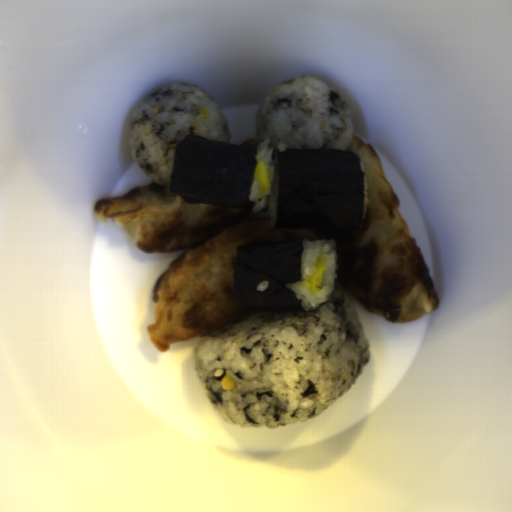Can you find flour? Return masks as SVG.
I'll return each mask as SVG.
<instances>
[{"mask_svg": "<svg viewBox=\"0 0 512 512\" xmlns=\"http://www.w3.org/2000/svg\"><path fill=\"white\" fill-rule=\"evenodd\" d=\"M345 151L359 156L368 187L365 216L354 231L276 228L268 203L259 212L194 204L154 181L96 201L95 218L112 221L143 253L183 251L153 288L154 323L147 334L158 351L266 312H244L235 295L237 248L255 242H332L333 291L375 316L413 322L437 309L429 269L376 151L356 134Z\"/></svg>", "mask_w": 512, "mask_h": 512, "instance_id": "flour-1", "label": "flour"}]
</instances>
